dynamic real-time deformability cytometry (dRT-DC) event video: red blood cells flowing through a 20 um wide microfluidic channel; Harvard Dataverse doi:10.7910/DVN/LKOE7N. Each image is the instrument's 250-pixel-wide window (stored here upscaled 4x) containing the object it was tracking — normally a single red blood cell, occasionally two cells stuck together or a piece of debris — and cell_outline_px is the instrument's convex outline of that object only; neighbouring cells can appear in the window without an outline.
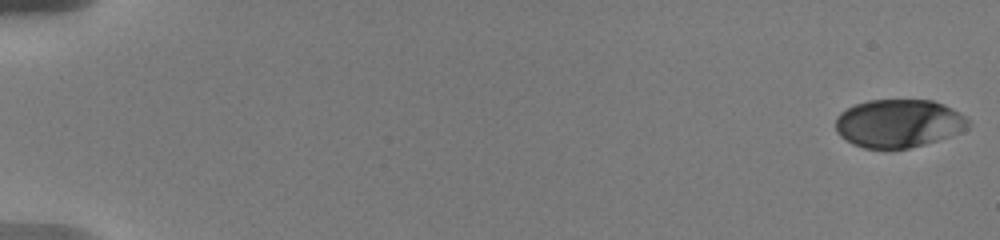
{"species": "human", "species_latin": "Homo sapiens", "temperature_condition": "warm", "stored_images_in_passage": 24, "camera_frame_rate_fps": 3000, "um_per_image_px": 0.085, "donor": {"sex": "male"}, "frame": {"image": 1, "passage_image": 1, "time_ms": 0.0, "image_size_px": [1000, 240], "cell_outline_px": [[972, 124], [968, 128], [960, 132], [924, 144], [908, 148], [864, 148], [852, 144], [844, 140], [836, 132], [836, 116], [840, 112], [856, 104], [868, 100], [932, 100], [944, 104], [952, 108], [964, 116]], "centroid_in_image_um": [76.36, 10.48], "position_along_channel_um": 8.6, "area_um2": 37.22}}